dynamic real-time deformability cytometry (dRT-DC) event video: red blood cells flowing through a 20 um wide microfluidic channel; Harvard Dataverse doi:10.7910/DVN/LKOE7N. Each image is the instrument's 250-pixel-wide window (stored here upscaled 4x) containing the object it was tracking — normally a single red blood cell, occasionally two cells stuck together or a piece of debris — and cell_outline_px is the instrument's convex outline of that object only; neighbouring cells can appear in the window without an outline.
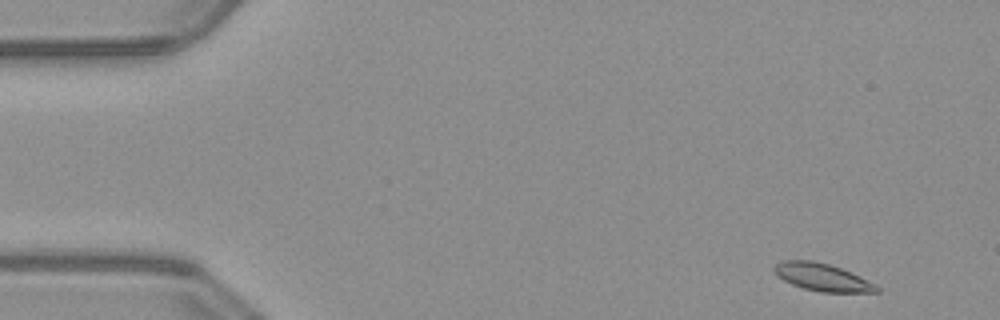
{"species": "common noctule bat (a hibernating species)", "species_latin": "Nyctalus noctula", "temperature_condition": "warm", "stored_images_in_passage": 50, "camera_frame_rate_fps": 3000, "um_per_image_px": 0.085, "animal": {"sex": "male", "body_mass_g": 23.1, "forearm_length_mm": 52.7}, "frame": {"image": 1, "passage_image": 2, "time_ms": 0.333, "image_size_px": [1000, 320], "cell_outline_px": [[880, 292], [820, 292], [804, 288], [792, 284], [784, 280], [772, 272], [772, 268], [776, 264], [784, 260], [812, 260], [828, 264], [840, 268], [860, 276], [876, 284], [880, 288]], "centroid_in_image_um": [69.89, 23.56], "position_along_channel_um": 15.1, "area_um2": 16.42}}
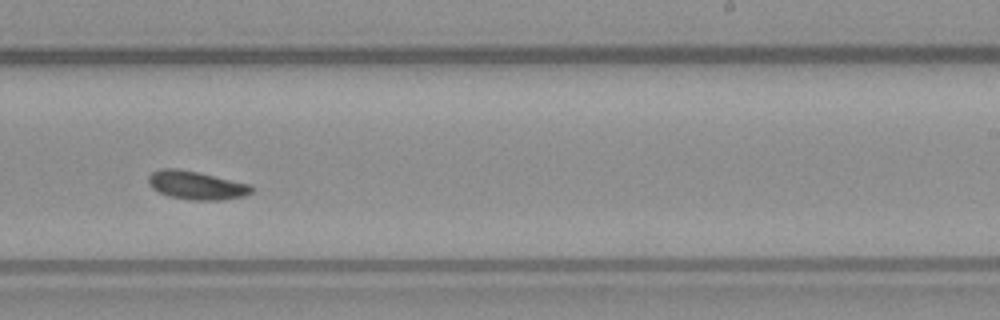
{"frame": {"image": 2, "passage_image": 30, "time_ms": 9.667, "image_size_px": [1000, 320], "cell_outline_px": [[252, 192], [244, 196], [224, 200], [192, 200], [168, 196], [152, 188], [148, 184], [148, 176], [152, 172], [160, 168], [176, 168], [200, 172], [252, 184]], "centroid_in_image_um": [16.7, 15.74], "position_along_channel_um": 272.3, "area_um2": 17.34}}
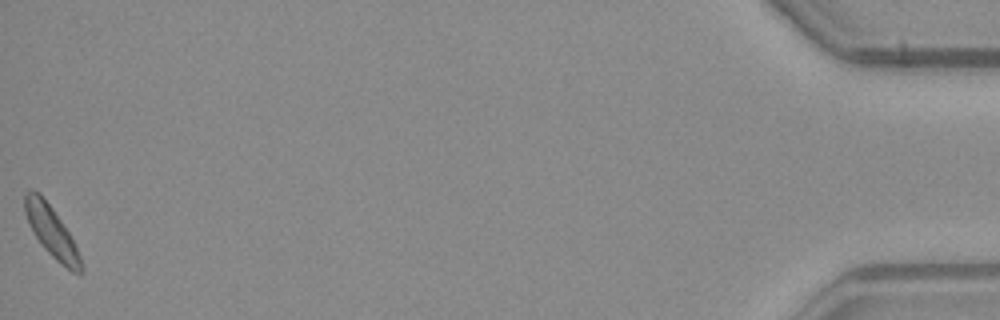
{"frame": {"image": 3, "passage_image": 50, "time_ms": 16.333, "image_size_px": [1000, 320], "cell_outline_px": [[84, 272], [80, 276], [72, 272], [60, 264], [40, 244], [28, 224], [24, 212], [24, 192], [28, 188], [32, 188], [40, 192], [52, 208], [68, 232], [80, 256], [84, 268]], "centroid_in_image_um": [4.35, 19.68], "position_along_channel_um": 430.8, "area_um2": 16.88}}